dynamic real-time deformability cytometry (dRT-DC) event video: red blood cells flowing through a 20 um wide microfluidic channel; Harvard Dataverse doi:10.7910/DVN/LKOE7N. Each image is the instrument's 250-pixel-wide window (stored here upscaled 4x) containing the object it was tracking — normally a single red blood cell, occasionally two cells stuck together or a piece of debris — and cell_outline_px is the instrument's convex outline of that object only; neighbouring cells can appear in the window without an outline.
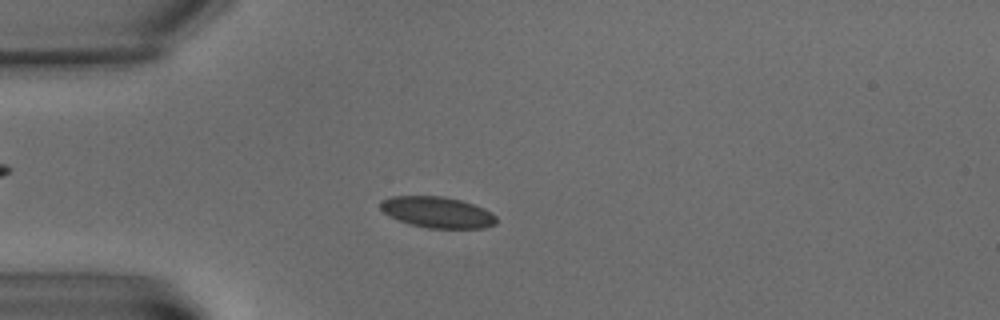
{"species": "common noctule bat (a hibernating species)", "species_latin": "Nyctalus noctula", "temperature_condition": "warm", "stored_images_in_passage": 5, "camera_frame_rate_fps": 3000, "um_per_image_px": 0.085, "animal": {"sex": "male", "body_mass_g": 15.6}, "frame": {"image": 1, "passage_image": 5, "time_ms": 5.0, "image_size_px": [1000, 320], "cell_outline_px": [[496, 224], [484, 228], [428, 228], [408, 224], [384, 212], [380, 208], [380, 200], [392, 196], [444, 196], [460, 200], [484, 208], [492, 212], [496, 216]], "centroid_in_image_um": [37.19, 18.04], "position_along_channel_um": 47.8, "area_um2": 20.98}}